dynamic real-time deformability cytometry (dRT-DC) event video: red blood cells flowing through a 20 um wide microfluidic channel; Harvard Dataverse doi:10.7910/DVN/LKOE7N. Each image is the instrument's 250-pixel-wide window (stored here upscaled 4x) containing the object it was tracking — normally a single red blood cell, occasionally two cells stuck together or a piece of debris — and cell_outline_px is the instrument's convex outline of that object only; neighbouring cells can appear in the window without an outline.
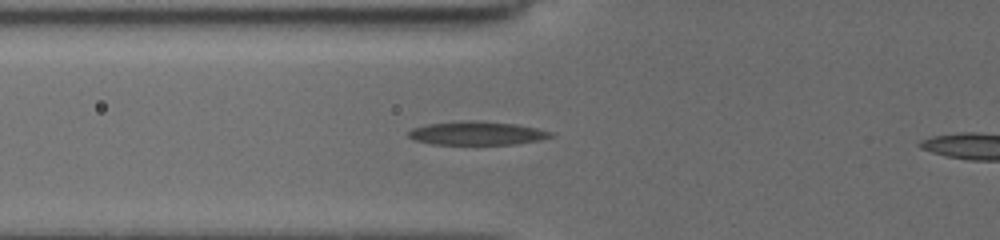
{"species": "common noctule bat (a hibernating species)", "species_latin": "Nyctalus noctula", "temperature_condition": "cold", "stored_images_in_passage": 4, "segment_of_instrument_passage": [1, 2], "camera_frame_rate_fps": 3000, "um_per_image_px": 0.085, "animal": {"sex": "female", "body_mass_g": 19.5, "forearm_length_mm": 54.1}, "frame": {"image": 1, "passage_image": 3, "time_ms": 1.667, "image_size_px": [1000, 240], "cell_outline_px": [[556, 132], [552, 136], [540, 140], [512, 144], [432, 144], [416, 140], [408, 136], [408, 132], [412, 128], [428, 124], [468, 120], [476, 120], [516, 124]], "centroid_in_image_um": [40.57, 11.32], "position_along_channel_um": 85.2, "area_um2": 19.42}}